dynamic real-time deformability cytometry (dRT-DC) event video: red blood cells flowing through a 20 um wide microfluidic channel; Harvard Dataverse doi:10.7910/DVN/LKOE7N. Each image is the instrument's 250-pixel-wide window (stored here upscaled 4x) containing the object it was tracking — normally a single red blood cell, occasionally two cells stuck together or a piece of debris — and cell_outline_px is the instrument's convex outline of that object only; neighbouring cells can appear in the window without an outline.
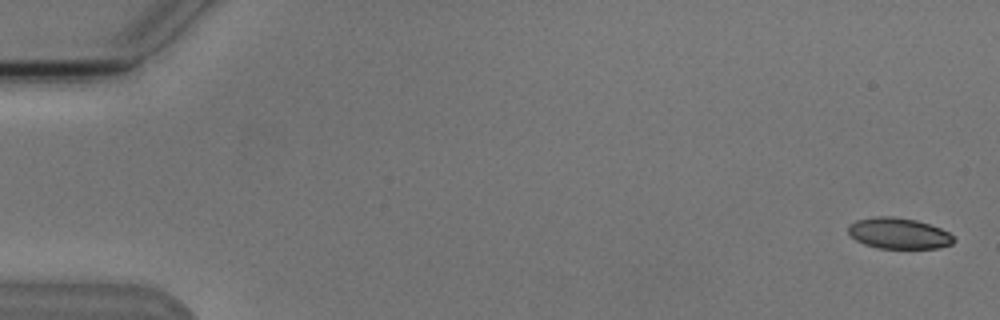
{"species": "Egyptian fruit bat (a non-hibernating species)", "species_latin": "Rousettus aegyptiacus", "temperature_condition": "cold", "stored_images_in_passage": 6, "camera_frame_rate_fps": 3000, "um_per_image_px": 0.085, "animal": {"sex": "male"}, "frame": {"image": 1, "passage_image": 1, "time_ms": 0.0, "image_size_px": [1000, 320], "cell_outline_px": [[956, 240], [952, 244], [940, 248], [876, 248], [864, 244], [856, 240], [848, 232], [848, 224], [856, 220], [876, 216], [892, 216], [916, 220], [940, 228], [948, 232]], "centroid_in_image_um": [76.38, 19.83], "position_along_channel_um": 8.6, "area_um2": 19.07}}
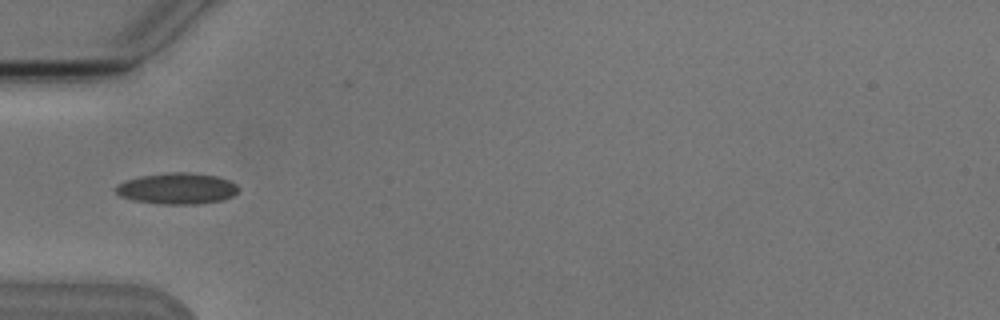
{"frame": {"image": 2, "passage_image": 6, "time_ms": 5.667, "image_size_px": [1000, 320], "cell_outline_px": [[240, 188], [232, 196], [224, 200], [196, 204], [160, 204], [132, 200], [120, 196], [116, 192], [116, 184], [140, 176], [168, 172], [188, 172], [216, 176], [228, 180], [236, 184]], "centroid_in_image_um": [15.05, 16.02], "position_along_channel_um": 69.9, "area_um2": 22.31}}